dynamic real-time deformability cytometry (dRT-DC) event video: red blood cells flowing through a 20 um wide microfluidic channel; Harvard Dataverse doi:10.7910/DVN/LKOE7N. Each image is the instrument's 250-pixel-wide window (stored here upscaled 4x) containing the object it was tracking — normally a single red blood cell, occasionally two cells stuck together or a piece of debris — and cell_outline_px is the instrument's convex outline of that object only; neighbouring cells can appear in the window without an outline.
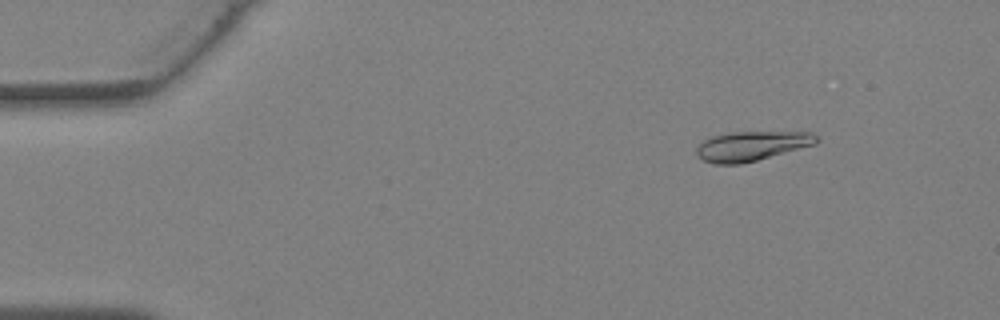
{"species": "Egyptian fruit bat (a non-hibernating species)", "species_latin": "Rousettus aegyptiacus", "temperature_condition": "warm", "stored_images_in_passage": 36, "camera_frame_rate_fps": 3000, "um_per_image_px": 0.085, "animal": {"sex": "female"}, "frame": {"image": 1, "passage_image": 2, "time_ms": 0.333, "image_size_px": [1000, 320], "cell_outline_px": [[820, 140], [816, 144], [756, 160], [740, 164], [716, 164], [704, 160], [696, 156], [696, 148], [704, 140], [712, 136], [728, 132], [812, 132]], "centroid_in_image_um": [63.88, 12.4], "position_along_channel_um": 21.1, "area_um2": 20.58}}
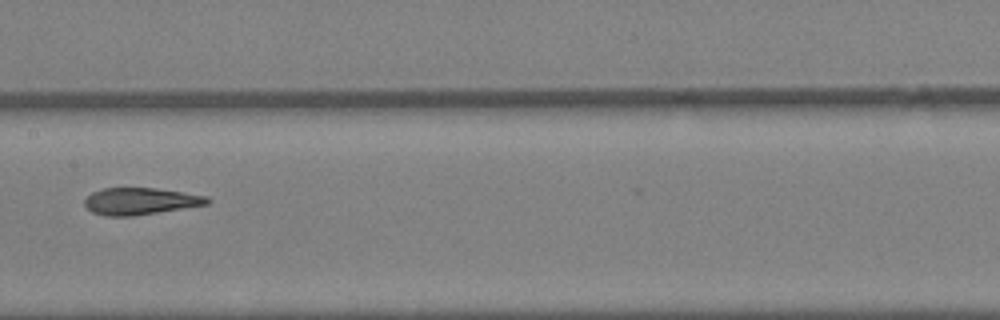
{"frame": {"image": 2, "passage_image": 17, "time_ms": 5.333, "image_size_px": [1000, 320], "cell_outline_px": [[212, 200], [208, 204], [156, 212], [128, 216], [108, 216], [92, 212], [84, 204], [84, 200], [92, 192], [104, 188], [156, 188], [208, 196]], "centroid_in_image_um": [11.93, 17.09], "position_along_channel_um": 195.5, "area_um2": 18.96}}
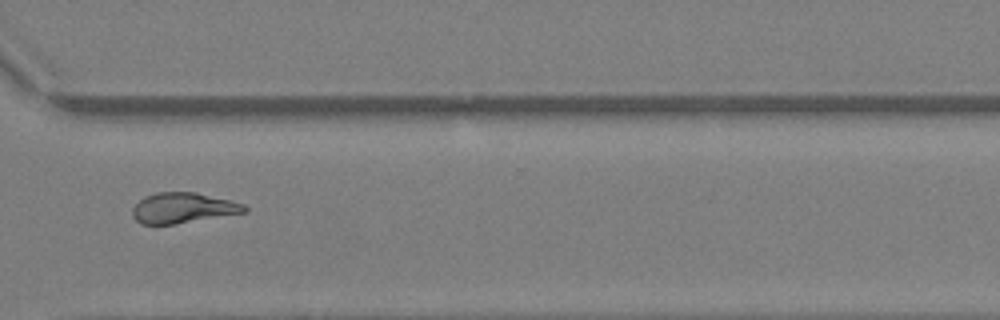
{"frame": {"image": 3, "passage_image": 26, "time_ms": 8.333, "image_size_px": [1000, 320], "cell_outline_px": [[248, 212], [172, 224], [140, 224], [132, 216], [132, 208], [144, 196], [156, 192], [196, 192], [244, 204], [248, 208]], "centroid_in_image_um": [15.53, 17.67], "position_along_channel_um": 355.1, "area_um2": 19.77}}